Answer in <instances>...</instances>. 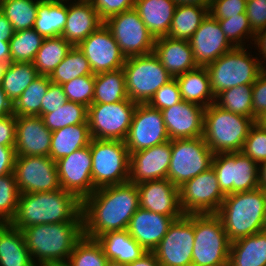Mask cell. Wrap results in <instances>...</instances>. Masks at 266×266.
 <instances>
[{
    "label": "cell",
    "instance_id": "cell-1",
    "mask_svg": "<svg viewBox=\"0 0 266 266\" xmlns=\"http://www.w3.org/2000/svg\"><path fill=\"white\" fill-rule=\"evenodd\" d=\"M140 207L137 185L131 182L96 189L82 201L84 236H99L128 228Z\"/></svg>",
    "mask_w": 266,
    "mask_h": 266
},
{
    "label": "cell",
    "instance_id": "cell-2",
    "mask_svg": "<svg viewBox=\"0 0 266 266\" xmlns=\"http://www.w3.org/2000/svg\"><path fill=\"white\" fill-rule=\"evenodd\" d=\"M83 219L82 201L62 188L51 192L20 193L10 224L22 230L32 225Z\"/></svg>",
    "mask_w": 266,
    "mask_h": 266
},
{
    "label": "cell",
    "instance_id": "cell-3",
    "mask_svg": "<svg viewBox=\"0 0 266 266\" xmlns=\"http://www.w3.org/2000/svg\"><path fill=\"white\" fill-rule=\"evenodd\" d=\"M21 231L35 266L68 261L75 245L84 236L83 219L37 224Z\"/></svg>",
    "mask_w": 266,
    "mask_h": 266
},
{
    "label": "cell",
    "instance_id": "cell-4",
    "mask_svg": "<svg viewBox=\"0 0 266 266\" xmlns=\"http://www.w3.org/2000/svg\"><path fill=\"white\" fill-rule=\"evenodd\" d=\"M266 191L227 194L216 212L230 242L264 231Z\"/></svg>",
    "mask_w": 266,
    "mask_h": 266
},
{
    "label": "cell",
    "instance_id": "cell-5",
    "mask_svg": "<svg viewBox=\"0 0 266 266\" xmlns=\"http://www.w3.org/2000/svg\"><path fill=\"white\" fill-rule=\"evenodd\" d=\"M255 122L212 103L204 110L203 138L214 154L241 152Z\"/></svg>",
    "mask_w": 266,
    "mask_h": 266
},
{
    "label": "cell",
    "instance_id": "cell-6",
    "mask_svg": "<svg viewBox=\"0 0 266 266\" xmlns=\"http://www.w3.org/2000/svg\"><path fill=\"white\" fill-rule=\"evenodd\" d=\"M247 49L249 48L234 47L206 66L215 97L232 87L255 83L261 73L259 59L248 53Z\"/></svg>",
    "mask_w": 266,
    "mask_h": 266
},
{
    "label": "cell",
    "instance_id": "cell-7",
    "mask_svg": "<svg viewBox=\"0 0 266 266\" xmlns=\"http://www.w3.org/2000/svg\"><path fill=\"white\" fill-rule=\"evenodd\" d=\"M230 243L216 214H194L192 266H228Z\"/></svg>",
    "mask_w": 266,
    "mask_h": 266
},
{
    "label": "cell",
    "instance_id": "cell-8",
    "mask_svg": "<svg viewBox=\"0 0 266 266\" xmlns=\"http://www.w3.org/2000/svg\"><path fill=\"white\" fill-rule=\"evenodd\" d=\"M90 151L94 191L129 181L130 154L124 141L92 138Z\"/></svg>",
    "mask_w": 266,
    "mask_h": 266
},
{
    "label": "cell",
    "instance_id": "cell-9",
    "mask_svg": "<svg viewBox=\"0 0 266 266\" xmlns=\"http://www.w3.org/2000/svg\"><path fill=\"white\" fill-rule=\"evenodd\" d=\"M123 71L128 98L136 103H147L173 78L153 52L126 58Z\"/></svg>",
    "mask_w": 266,
    "mask_h": 266
},
{
    "label": "cell",
    "instance_id": "cell-10",
    "mask_svg": "<svg viewBox=\"0 0 266 266\" xmlns=\"http://www.w3.org/2000/svg\"><path fill=\"white\" fill-rule=\"evenodd\" d=\"M214 153L203 136L171 140V160L167 179L176 187L182 186L212 165Z\"/></svg>",
    "mask_w": 266,
    "mask_h": 266
},
{
    "label": "cell",
    "instance_id": "cell-11",
    "mask_svg": "<svg viewBox=\"0 0 266 266\" xmlns=\"http://www.w3.org/2000/svg\"><path fill=\"white\" fill-rule=\"evenodd\" d=\"M211 167L225 195L259 188V164L242 152L215 153Z\"/></svg>",
    "mask_w": 266,
    "mask_h": 266
},
{
    "label": "cell",
    "instance_id": "cell-12",
    "mask_svg": "<svg viewBox=\"0 0 266 266\" xmlns=\"http://www.w3.org/2000/svg\"><path fill=\"white\" fill-rule=\"evenodd\" d=\"M137 104L130 99L117 103L91 104L87 116L91 137L124 141Z\"/></svg>",
    "mask_w": 266,
    "mask_h": 266
},
{
    "label": "cell",
    "instance_id": "cell-13",
    "mask_svg": "<svg viewBox=\"0 0 266 266\" xmlns=\"http://www.w3.org/2000/svg\"><path fill=\"white\" fill-rule=\"evenodd\" d=\"M126 58L153 52L155 38L132 8L104 21Z\"/></svg>",
    "mask_w": 266,
    "mask_h": 266
},
{
    "label": "cell",
    "instance_id": "cell-14",
    "mask_svg": "<svg viewBox=\"0 0 266 266\" xmlns=\"http://www.w3.org/2000/svg\"><path fill=\"white\" fill-rule=\"evenodd\" d=\"M225 196L212 167L179 187L180 207L184 215L216 214Z\"/></svg>",
    "mask_w": 266,
    "mask_h": 266
},
{
    "label": "cell",
    "instance_id": "cell-15",
    "mask_svg": "<svg viewBox=\"0 0 266 266\" xmlns=\"http://www.w3.org/2000/svg\"><path fill=\"white\" fill-rule=\"evenodd\" d=\"M194 214L173 221L158 246L152 251L160 266H192Z\"/></svg>",
    "mask_w": 266,
    "mask_h": 266
},
{
    "label": "cell",
    "instance_id": "cell-16",
    "mask_svg": "<svg viewBox=\"0 0 266 266\" xmlns=\"http://www.w3.org/2000/svg\"><path fill=\"white\" fill-rule=\"evenodd\" d=\"M13 173L20 193L51 192L61 188L56 161L49 156H16Z\"/></svg>",
    "mask_w": 266,
    "mask_h": 266
},
{
    "label": "cell",
    "instance_id": "cell-17",
    "mask_svg": "<svg viewBox=\"0 0 266 266\" xmlns=\"http://www.w3.org/2000/svg\"><path fill=\"white\" fill-rule=\"evenodd\" d=\"M169 140L162 112L147 103H138L124 140L129 154Z\"/></svg>",
    "mask_w": 266,
    "mask_h": 266
},
{
    "label": "cell",
    "instance_id": "cell-18",
    "mask_svg": "<svg viewBox=\"0 0 266 266\" xmlns=\"http://www.w3.org/2000/svg\"><path fill=\"white\" fill-rule=\"evenodd\" d=\"M78 48L90 63L94 75L122 69L125 64L126 57L104 23L83 40Z\"/></svg>",
    "mask_w": 266,
    "mask_h": 266
},
{
    "label": "cell",
    "instance_id": "cell-19",
    "mask_svg": "<svg viewBox=\"0 0 266 266\" xmlns=\"http://www.w3.org/2000/svg\"><path fill=\"white\" fill-rule=\"evenodd\" d=\"M61 188L81 201L94 192L90 144L56 161Z\"/></svg>",
    "mask_w": 266,
    "mask_h": 266
},
{
    "label": "cell",
    "instance_id": "cell-20",
    "mask_svg": "<svg viewBox=\"0 0 266 266\" xmlns=\"http://www.w3.org/2000/svg\"><path fill=\"white\" fill-rule=\"evenodd\" d=\"M188 41L198 67L208 66L234 48L225 37L218 20L210 14Z\"/></svg>",
    "mask_w": 266,
    "mask_h": 266
},
{
    "label": "cell",
    "instance_id": "cell-21",
    "mask_svg": "<svg viewBox=\"0 0 266 266\" xmlns=\"http://www.w3.org/2000/svg\"><path fill=\"white\" fill-rule=\"evenodd\" d=\"M171 160V140L130 153L129 182L140 184L167 178Z\"/></svg>",
    "mask_w": 266,
    "mask_h": 266
},
{
    "label": "cell",
    "instance_id": "cell-22",
    "mask_svg": "<svg viewBox=\"0 0 266 266\" xmlns=\"http://www.w3.org/2000/svg\"><path fill=\"white\" fill-rule=\"evenodd\" d=\"M204 110L203 106L185 100L161 110L170 140L203 136Z\"/></svg>",
    "mask_w": 266,
    "mask_h": 266
},
{
    "label": "cell",
    "instance_id": "cell-23",
    "mask_svg": "<svg viewBox=\"0 0 266 266\" xmlns=\"http://www.w3.org/2000/svg\"><path fill=\"white\" fill-rule=\"evenodd\" d=\"M140 208L175 220L184 215L180 207L179 188L167 178L137 184Z\"/></svg>",
    "mask_w": 266,
    "mask_h": 266
},
{
    "label": "cell",
    "instance_id": "cell-24",
    "mask_svg": "<svg viewBox=\"0 0 266 266\" xmlns=\"http://www.w3.org/2000/svg\"><path fill=\"white\" fill-rule=\"evenodd\" d=\"M51 140L41 116H16V156H49Z\"/></svg>",
    "mask_w": 266,
    "mask_h": 266
},
{
    "label": "cell",
    "instance_id": "cell-25",
    "mask_svg": "<svg viewBox=\"0 0 266 266\" xmlns=\"http://www.w3.org/2000/svg\"><path fill=\"white\" fill-rule=\"evenodd\" d=\"M73 1L67 0V19L61 36L72 46H78L104 22L90 0Z\"/></svg>",
    "mask_w": 266,
    "mask_h": 266
},
{
    "label": "cell",
    "instance_id": "cell-26",
    "mask_svg": "<svg viewBox=\"0 0 266 266\" xmlns=\"http://www.w3.org/2000/svg\"><path fill=\"white\" fill-rule=\"evenodd\" d=\"M175 219L138 208L128 225L129 234L147 251L152 252Z\"/></svg>",
    "mask_w": 266,
    "mask_h": 266
},
{
    "label": "cell",
    "instance_id": "cell-27",
    "mask_svg": "<svg viewBox=\"0 0 266 266\" xmlns=\"http://www.w3.org/2000/svg\"><path fill=\"white\" fill-rule=\"evenodd\" d=\"M153 53L173 78L198 67L188 40L156 38Z\"/></svg>",
    "mask_w": 266,
    "mask_h": 266
},
{
    "label": "cell",
    "instance_id": "cell-28",
    "mask_svg": "<svg viewBox=\"0 0 266 266\" xmlns=\"http://www.w3.org/2000/svg\"><path fill=\"white\" fill-rule=\"evenodd\" d=\"M176 6L173 0H136L134 9L156 39L168 35Z\"/></svg>",
    "mask_w": 266,
    "mask_h": 266
},
{
    "label": "cell",
    "instance_id": "cell-29",
    "mask_svg": "<svg viewBox=\"0 0 266 266\" xmlns=\"http://www.w3.org/2000/svg\"><path fill=\"white\" fill-rule=\"evenodd\" d=\"M228 266H266V231L231 242Z\"/></svg>",
    "mask_w": 266,
    "mask_h": 266
},
{
    "label": "cell",
    "instance_id": "cell-30",
    "mask_svg": "<svg viewBox=\"0 0 266 266\" xmlns=\"http://www.w3.org/2000/svg\"><path fill=\"white\" fill-rule=\"evenodd\" d=\"M105 256L123 264L141 258L147 251L129 234L128 230L107 232L97 238Z\"/></svg>",
    "mask_w": 266,
    "mask_h": 266
},
{
    "label": "cell",
    "instance_id": "cell-31",
    "mask_svg": "<svg viewBox=\"0 0 266 266\" xmlns=\"http://www.w3.org/2000/svg\"><path fill=\"white\" fill-rule=\"evenodd\" d=\"M0 266H35L22 231L10 223L0 224Z\"/></svg>",
    "mask_w": 266,
    "mask_h": 266
},
{
    "label": "cell",
    "instance_id": "cell-32",
    "mask_svg": "<svg viewBox=\"0 0 266 266\" xmlns=\"http://www.w3.org/2000/svg\"><path fill=\"white\" fill-rule=\"evenodd\" d=\"M182 100L208 107L215 103L211 90L209 74L206 67H197L175 77Z\"/></svg>",
    "mask_w": 266,
    "mask_h": 266
},
{
    "label": "cell",
    "instance_id": "cell-33",
    "mask_svg": "<svg viewBox=\"0 0 266 266\" xmlns=\"http://www.w3.org/2000/svg\"><path fill=\"white\" fill-rule=\"evenodd\" d=\"M91 140L88 121L53 131L49 157L53 161H57L80 148L88 146Z\"/></svg>",
    "mask_w": 266,
    "mask_h": 266
},
{
    "label": "cell",
    "instance_id": "cell-34",
    "mask_svg": "<svg viewBox=\"0 0 266 266\" xmlns=\"http://www.w3.org/2000/svg\"><path fill=\"white\" fill-rule=\"evenodd\" d=\"M66 4L67 0H42L33 26L36 32L44 38L61 36L67 19Z\"/></svg>",
    "mask_w": 266,
    "mask_h": 266
},
{
    "label": "cell",
    "instance_id": "cell-35",
    "mask_svg": "<svg viewBox=\"0 0 266 266\" xmlns=\"http://www.w3.org/2000/svg\"><path fill=\"white\" fill-rule=\"evenodd\" d=\"M125 74L122 69L95 74L92 104H109L127 100Z\"/></svg>",
    "mask_w": 266,
    "mask_h": 266
},
{
    "label": "cell",
    "instance_id": "cell-36",
    "mask_svg": "<svg viewBox=\"0 0 266 266\" xmlns=\"http://www.w3.org/2000/svg\"><path fill=\"white\" fill-rule=\"evenodd\" d=\"M208 14L209 10L204 7L176 6L167 36L172 39L189 40Z\"/></svg>",
    "mask_w": 266,
    "mask_h": 266
},
{
    "label": "cell",
    "instance_id": "cell-37",
    "mask_svg": "<svg viewBox=\"0 0 266 266\" xmlns=\"http://www.w3.org/2000/svg\"><path fill=\"white\" fill-rule=\"evenodd\" d=\"M38 76L32 62H10L5 69L1 87L14 103Z\"/></svg>",
    "mask_w": 266,
    "mask_h": 266
},
{
    "label": "cell",
    "instance_id": "cell-38",
    "mask_svg": "<svg viewBox=\"0 0 266 266\" xmlns=\"http://www.w3.org/2000/svg\"><path fill=\"white\" fill-rule=\"evenodd\" d=\"M72 47L62 36L45 38L32 62L37 73L50 76Z\"/></svg>",
    "mask_w": 266,
    "mask_h": 266
},
{
    "label": "cell",
    "instance_id": "cell-39",
    "mask_svg": "<svg viewBox=\"0 0 266 266\" xmlns=\"http://www.w3.org/2000/svg\"><path fill=\"white\" fill-rule=\"evenodd\" d=\"M51 83L49 76L39 75L13 103L15 116H41L42 99Z\"/></svg>",
    "mask_w": 266,
    "mask_h": 266
},
{
    "label": "cell",
    "instance_id": "cell-40",
    "mask_svg": "<svg viewBox=\"0 0 266 266\" xmlns=\"http://www.w3.org/2000/svg\"><path fill=\"white\" fill-rule=\"evenodd\" d=\"M42 0H0V11L11 22L15 32L31 29Z\"/></svg>",
    "mask_w": 266,
    "mask_h": 266
},
{
    "label": "cell",
    "instance_id": "cell-41",
    "mask_svg": "<svg viewBox=\"0 0 266 266\" xmlns=\"http://www.w3.org/2000/svg\"><path fill=\"white\" fill-rule=\"evenodd\" d=\"M84 75L94 74L83 52L78 46H73L49 78L51 82L62 85Z\"/></svg>",
    "mask_w": 266,
    "mask_h": 266
},
{
    "label": "cell",
    "instance_id": "cell-42",
    "mask_svg": "<svg viewBox=\"0 0 266 266\" xmlns=\"http://www.w3.org/2000/svg\"><path fill=\"white\" fill-rule=\"evenodd\" d=\"M252 87L253 84H246L224 90L215 97V104L224 110L254 119Z\"/></svg>",
    "mask_w": 266,
    "mask_h": 266
},
{
    "label": "cell",
    "instance_id": "cell-43",
    "mask_svg": "<svg viewBox=\"0 0 266 266\" xmlns=\"http://www.w3.org/2000/svg\"><path fill=\"white\" fill-rule=\"evenodd\" d=\"M44 39L34 28L15 32L9 41L11 62H33Z\"/></svg>",
    "mask_w": 266,
    "mask_h": 266
},
{
    "label": "cell",
    "instance_id": "cell-44",
    "mask_svg": "<svg viewBox=\"0 0 266 266\" xmlns=\"http://www.w3.org/2000/svg\"><path fill=\"white\" fill-rule=\"evenodd\" d=\"M88 107L76 102H66L62 107L51 113H45L41 118L50 131H56L70 125L87 122Z\"/></svg>",
    "mask_w": 266,
    "mask_h": 266
},
{
    "label": "cell",
    "instance_id": "cell-45",
    "mask_svg": "<svg viewBox=\"0 0 266 266\" xmlns=\"http://www.w3.org/2000/svg\"><path fill=\"white\" fill-rule=\"evenodd\" d=\"M108 258L97 239L83 236L68 258L71 266H105Z\"/></svg>",
    "mask_w": 266,
    "mask_h": 266
},
{
    "label": "cell",
    "instance_id": "cell-46",
    "mask_svg": "<svg viewBox=\"0 0 266 266\" xmlns=\"http://www.w3.org/2000/svg\"><path fill=\"white\" fill-rule=\"evenodd\" d=\"M225 37L234 47H246L245 39L253 42L255 32L252 30L249 19L245 13L228 19H217Z\"/></svg>",
    "mask_w": 266,
    "mask_h": 266
},
{
    "label": "cell",
    "instance_id": "cell-47",
    "mask_svg": "<svg viewBox=\"0 0 266 266\" xmlns=\"http://www.w3.org/2000/svg\"><path fill=\"white\" fill-rule=\"evenodd\" d=\"M19 194L14 173L0 176V224L10 223L14 218Z\"/></svg>",
    "mask_w": 266,
    "mask_h": 266
},
{
    "label": "cell",
    "instance_id": "cell-48",
    "mask_svg": "<svg viewBox=\"0 0 266 266\" xmlns=\"http://www.w3.org/2000/svg\"><path fill=\"white\" fill-rule=\"evenodd\" d=\"M63 91L70 102L89 107L93 103L95 75H84L62 84Z\"/></svg>",
    "mask_w": 266,
    "mask_h": 266
},
{
    "label": "cell",
    "instance_id": "cell-49",
    "mask_svg": "<svg viewBox=\"0 0 266 266\" xmlns=\"http://www.w3.org/2000/svg\"><path fill=\"white\" fill-rule=\"evenodd\" d=\"M241 152L258 164L266 161V129L257 122L250 128Z\"/></svg>",
    "mask_w": 266,
    "mask_h": 266
},
{
    "label": "cell",
    "instance_id": "cell-50",
    "mask_svg": "<svg viewBox=\"0 0 266 266\" xmlns=\"http://www.w3.org/2000/svg\"><path fill=\"white\" fill-rule=\"evenodd\" d=\"M182 101L178 83L175 78L162 85L147 104L160 111Z\"/></svg>",
    "mask_w": 266,
    "mask_h": 266
},
{
    "label": "cell",
    "instance_id": "cell-51",
    "mask_svg": "<svg viewBox=\"0 0 266 266\" xmlns=\"http://www.w3.org/2000/svg\"><path fill=\"white\" fill-rule=\"evenodd\" d=\"M247 0H212L209 14L215 19H228L245 13Z\"/></svg>",
    "mask_w": 266,
    "mask_h": 266
},
{
    "label": "cell",
    "instance_id": "cell-52",
    "mask_svg": "<svg viewBox=\"0 0 266 266\" xmlns=\"http://www.w3.org/2000/svg\"><path fill=\"white\" fill-rule=\"evenodd\" d=\"M104 22L108 18L134 8L136 0H90Z\"/></svg>",
    "mask_w": 266,
    "mask_h": 266
},
{
    "label": "cell",
    "instance_id": "cell-53",
    "mask_svg": "<svg viewBox=\"0 0 266 266\" xmlns=\"http://www.w3.org/2000/svg\"><path fill=\"white\" fill-rule=\"evenodd\" d=\"M66 102H68V100L62 85L51 82L42 99L41 117L45 113L56 111L57 108L62 107Z\"/></svg>",
    "mask_w": 266,
    "mask_h": 266
},
{
    "label": "cell",
    "instance_id": "cell-54",
    "mask_svg": "<svg viewBox=\"0 0 266 266\" xmlns=\"http://www.w3.org/2000/svg\"><path fill=\"white\" fill-rule=\"evenodd\" d=\"M245 12L254 32L266 28V1L247 0Z\"/></svg>",
    "mask_w": 266,
    "mask_h": 266
},
{
    "label": "cell",
    "instance_id": "cell-55",
    "mask_svg": "<svg viewBox=\"0 0 266 266\" xmlns=\"http://www.w3.org/2000/svg\"><path fill=\"white\" fill-rule=\"evenodd\" d=\"M254 120L266 111V74L261 72L252 87Z\"/></svg>",
    "mask_w": 266,
    "mask_h": 266
},
{
    "label": "cell",
    "instance_id": "cell-56",
    "mask_svg": "<svg viewBox=\"0 0 266 266\" xmlns=\"http://www.w3.org/2000/svg\"><path fill=\"white\" fill-rule=\"evenodd\" d=\"M16 116L6 115L0 117V145L15 146Z\"/></svg>",
    "mask_w": 266,
    "mask_h": 266
},
{
    "label": "cell",
    "instance_id": "cell-57",
    "mask_svg": "<svg viewBox=\"0 0 266 266\" xmlns=\"http://www.w3.org/2000/svg\"><path fill=\"white\" fill-rule=\"evenodd\" d=\"M15 159V146L0 145V176L14 172Z\"/></svg>",
    "mask_w": 266,
    "mask_h": 266
},
{
    "label": "cell",
    "instance_id": "cell-58",
    "mask_svg": "<svg viewBox=\"0 0 266 266\" xmlns=\"http://www.w3.org/2000/svg\"><path fill=\"white\" fill-rule=\"evenodd\" d=\"M254 43H251L253 45H257V50L259 52V64H260V69L261 72H263L264 74H266V65L264 64L266 61V28L258 30L257 32H255L254 34V38H253ZM263 60V61H262Z\"/></svg>",
    "mask_w": 266,
    "mask_h": 266
},
{
    "label": "cell",
    "instance_id": "cell-59",
    "mask_svg": "<svg viewBox=\"0 0 266 266\" xmlns=\"http://www.w3.org/2000/svg\"><path fill=\"white\" fill-rule=\"evenodd\" d=\"M14 33L13 25L0 11V41L9 42Z\"/></svg>",
    "mask_w": 266,
    "mask_h": 266
},
{
    "label": "cell",
    "instance_id": "cell-60",
    "mask_svg": "<svg viewBox=\"0 0 266 266\" xmlns=\"http://www.w3.org/2000/svg\"><path fill=\"white\" fill-rule=\"evenodd\" d=\"M126 266H160V263L153 252H147L141 258Z\"/></svg>",
    "mask_w": 266,
    "mask_h": 266
},
{
    "label": "cell",
    "instance_id": "cell-61",
    "mask_svg": "<svg viewBox=\"0 0 266 266\" xmlns=\"http://www.w3.org/2000/svg\"><path fill=\"white\" fill-rule=\"evenodd\" d=\"M13 114V102L0 86V117Z\"/></svg>",
    "mask_w": 266,
    "mask_h": 266
},
{
    "label": "cell",
    "instance_id": "cell-62",
    "mask_svg": "<svg viewBox=\"0 0 266 266\" xmlns=\"http://www.w3.org/2000/svg\"><path fill=\"white\" fill-rule=\"evenodd\" d=\"M176 5H195L210 9L212 0H173Z\"/></svg>",
    "mask_w": 266,
    "mask_h": 266
},
{
    "label": "cell",
    "instance_id": "cell-63",
    "mask_svg": "<svg viewBox=\"0 0 266 266\" xmlns=\"http://www.w3.org/2000/svg\"><path fill=\"white\" fill-rule=\"evenodd\" d=\"M0 62L9 64L11 62L10 43L0 41Z\"/></svg>",
    "mask_w": 266,
    "mask_h": 266
},
{
    "label": "cell",
    "instance_id": "cell-64",
    "mask_svg": "<svg viewBox=\"0 0 266 266\" xmlns=\"http://www.w3.org/2000/svg\"><path fill=\"white\" fill-rule=\"evenodd\" d=\"M259 187L266 191V161L259 164Z\"/></svg>",
    "mask_w": 266,
    "mask_h": 266
},
{
    "label": "cell",
    "instance_id": "cell-65",
    "mask_svg": "<svg viewBox=\"0 0 266 266\" xmlns=\"http://www.w3.org/2000/svg\"><path fill=\"white\" fill-rule=\"evenodd\" d=\"M261 127L266 129V111L257 118L256 121Z\"/></svg>",
    "mask_w": 266,
    "mask_h": 266
},
{
    "label": "cell",
    "instance_id": "cell-66",
    "mask_svg": "<svg viewBox=\"0 0 266 266\" xmlns=\"http://www.w3.org/2000/svg\"><path fill=\"white\" fill-rule=\"evenodd\" d=\"M42 266H71V265L68 261H62V262L47 263Z\"/></svg>",
    "mask_w": 266,
    "mask_h": 266
},
{
    "label": "cell",
    "instance_id": "cell-67",
    "mask_svg": "<svg viewBox=\"0 0 266 266\" xmlns=\"http://www.w3.org/2000/svg\"><path fill=\"white\" fill-rule=\"evenodd\" d=\"M7 63H4V62H0V86L2 84V80H3V77H4V72H5V69L7 67Z\"/></svg>",
    "mask_w": 266,
    "mask_h": 266
},
{
    "label": "cell",
    "instance_id": "cell-68",
    "mask_svg": "<svg viewBox=\"0 0 266 266\" xmlns=\"http://www.w3.org/2000/svg\"><path fill=\"white\" fill-rule=\"evenodd\" d=\"M105 266H126V264H123V263L115 261V260L108 259Z\"/></svg>",
    "mask_w": 266,
    "mask_h": 266
},
{
    "label": "cell",
    "instance_id": "cell-69",
    "mask_svg": "<svg viewBox=\"0 0 266 266\" xmlns=\"http://www.w3.org/2000/svg\"><path fill=\"white\" fill-rule=\"evenodd\" d=\"M264 230L266 231V214H265V221H264Z\"/></svg>",
    "mask_w": 266,
    "mask_h": 266
}]
</instances>
